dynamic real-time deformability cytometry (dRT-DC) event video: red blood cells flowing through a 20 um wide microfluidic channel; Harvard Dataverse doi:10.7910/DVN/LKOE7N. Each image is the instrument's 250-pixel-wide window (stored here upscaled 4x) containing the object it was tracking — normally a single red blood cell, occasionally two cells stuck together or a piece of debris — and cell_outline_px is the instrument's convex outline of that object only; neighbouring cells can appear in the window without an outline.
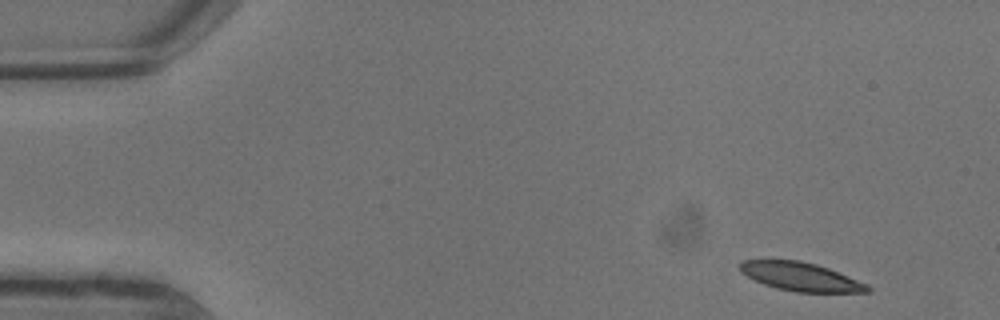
{"species": "common noctule bat (a hibernating species)", "species_latin": "Nyctalus noctula", "temperature_condition": "warm", "stored_images_in_passage": 5, "camera_frame_rate_fps": 3000, "um_per_image_px": 0.085, "animal": {"sex": "male", "body_mass_g": 13.3}, "frame": {"image": 1, "passage_image": 1, "time_ms": 0.0, "image_size_px": [1000, 320], "cell_outline_px": [[872, 292], [796, 292], [776, 288], [764, 284], [740, 272], [740, 264], [744, 260], [800, 260], [816, 264], [828, 268], [868, 284], [872, 288]], "centroid_in_image_um": [68.1, 23.52], "position_along_channel_um": 16.9, "area_um2": 21.1}}
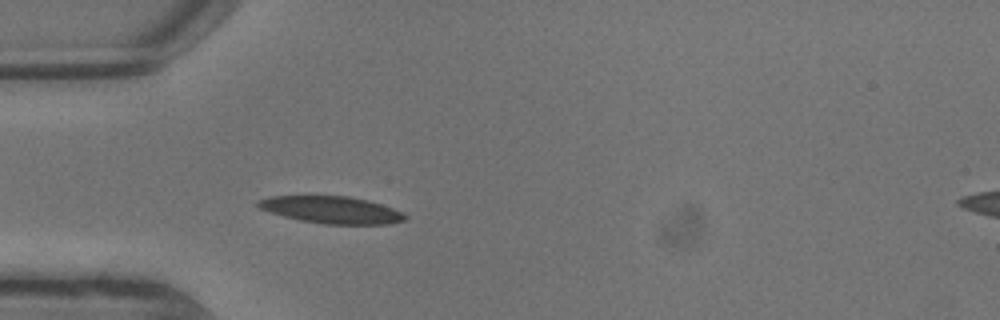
{"frame": {"image": 2, "passage_image": 5, "time_ms": 1.333, "image_size_px": [1000, 320], "cell_outline_px": [[408, 220], [388, 224], [324, 224], [300, 220], [284, 216], [260, 208], [256, 204], [256, 200], [272, 196], [348, 196], [368, 200], [392, 208], [408, 216]], "centroid_in_image_um": [28.2, 17.84], "position_along_channel_um": 56.8, "area_um2": 23.06}}